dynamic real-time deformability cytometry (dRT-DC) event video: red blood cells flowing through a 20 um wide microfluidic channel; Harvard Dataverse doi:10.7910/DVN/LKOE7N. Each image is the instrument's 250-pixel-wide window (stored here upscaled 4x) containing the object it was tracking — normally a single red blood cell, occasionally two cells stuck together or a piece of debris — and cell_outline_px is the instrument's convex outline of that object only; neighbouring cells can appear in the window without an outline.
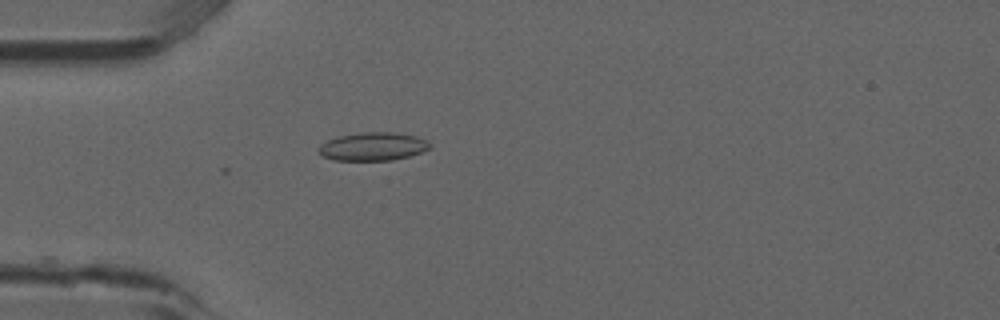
{"species": "common noctule bat (a hibernating species)", "species_latin": "Nyctalus noctula", "temperature_condition": "room temperature", "stored_images_in_passage": 5, "camera_frame_rate_fps": 3000, "um_per_image_px": 0.085, "animal": {"sex": "male", "forearm_length_mm": 52.5}, "frame": {"image": 1, "passage_image": 1, "time_ms": 0.0, "image_size_px": [1000, 320], "cell_outline_px": [[432, 148], [408, 156], [392, 160], [332, 160], [324, 156], [320, 152], [320, 144], [328, 140], [340, 136], [364, 132], [392, 132], [416, 136], [428, 140], [432, 144]], "centroid_in_image_um": [31.75, 12.45], "position_along_channel_um": 53.2, "area_um2": 18.15}}
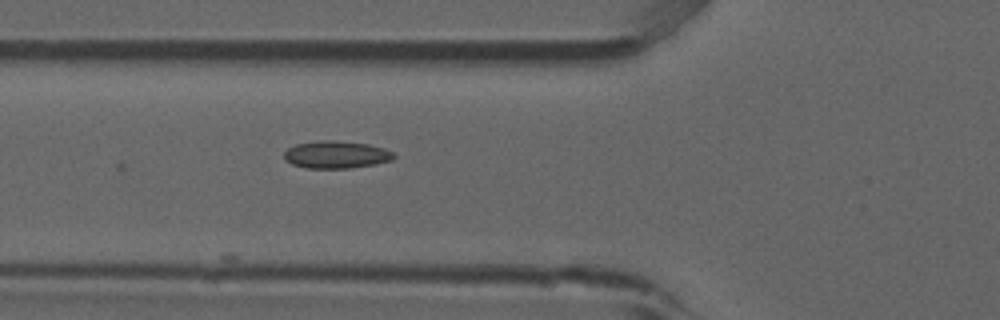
{"frame": {"image": 2, "passage_image": 5, "time_ms": 1.333, "image_size_px": [1000, 320], "cell_outline_px": [[396, 156], [392, 160], [376, 164], [348, 168], [308, 168], [292, 164], [284, 160], [284, 152], [288, 148], [296, 144], [324, 140], [336, 140], [368, 144], [384, 148], [392, 152]], "centroid_in_image_um": [28.58, 13.14], "position_along_channel_um": 97.2, "area_um2": 17.51}}